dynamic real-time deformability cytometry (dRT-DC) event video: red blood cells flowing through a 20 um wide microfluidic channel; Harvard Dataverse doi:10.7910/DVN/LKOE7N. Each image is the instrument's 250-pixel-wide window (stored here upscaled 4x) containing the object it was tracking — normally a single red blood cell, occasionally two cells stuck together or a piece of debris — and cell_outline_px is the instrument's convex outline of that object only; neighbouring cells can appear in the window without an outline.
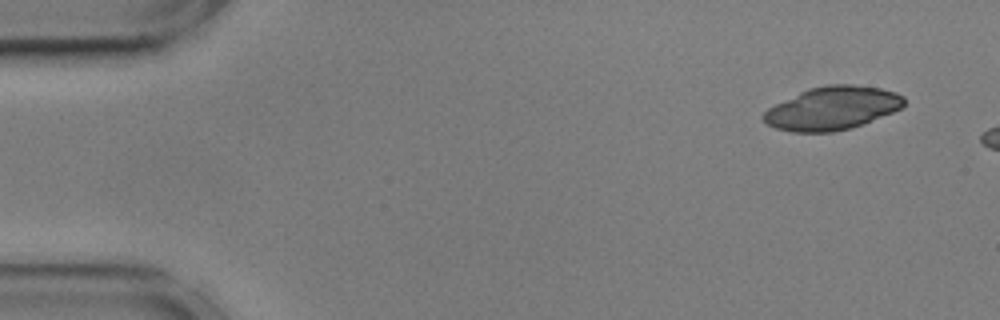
{"species": "common noctule bat (a hibernating species)", "species_latin": "Nyctalus noctula", "temperature_condition": "cold", "stored_images_in_passage": 6, "camera_frame_rate_fps": 3000, "um_per_image_px": 0.085, "animal": {"sex": "male", "body_mass_g": 17.9, "forearm_length_mm": 54.2}, "frame": {"image": 1, "passage_image": 1, "time_ms": 0.0, "image_size_px": [1000, 320], "cell_outline_px": [[904, 104], [900, 108], [892, 112], [860, 124], [848, 128], [832, 132], [792, 132], [776, 128], [768, 124], [764, 120], [764, 112], [768, 108], [808, 88], [828, 84], [856, 84], [880, 88], [896, 92], [904, 96]], "centroid_in_image_um": [70.74, 9.18], "position_along_channel_um": 14.3, "area_um2": 34.97}}